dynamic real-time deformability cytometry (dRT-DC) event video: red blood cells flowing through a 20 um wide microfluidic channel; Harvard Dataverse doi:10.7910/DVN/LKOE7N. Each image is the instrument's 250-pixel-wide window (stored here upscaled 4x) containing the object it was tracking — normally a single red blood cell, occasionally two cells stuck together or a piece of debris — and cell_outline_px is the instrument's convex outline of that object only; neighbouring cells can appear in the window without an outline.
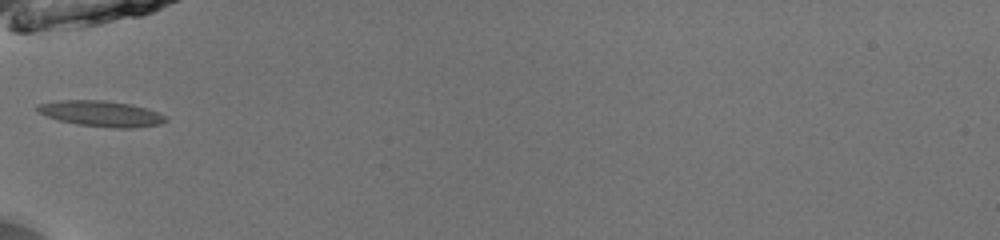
{"species": "common noctule bat (a hibernating species)", "species_latin": "Nyctalus noctula", "temperature_condition": "room temperature", "stored_images_in_passage": 24, "camera_frame_rate_fps": 3000, "um_per_image_px": 0.085, "animal": {"sex": "male", "body_mass_g": 13.0, "forearm_length_mm": 53.1}, "frame": {"image": 1, "passage_image": 1, "time_ms": 0.0, "image_size_px": [1000, 240], "cell_outline_px": [[168, 120], [160, 124], [132, 128], [112, 128], [76, 124], [60, 120], [48, 116], [40, 112], [36, 108], [40, 104], [56, 100], [104, 100], [128, 104], [148, 108], [168, 116]], "centroid_in_image_um": [8.67, 9.66], "position_along_channel_um": 76.3, "area_um2": 19.19}}